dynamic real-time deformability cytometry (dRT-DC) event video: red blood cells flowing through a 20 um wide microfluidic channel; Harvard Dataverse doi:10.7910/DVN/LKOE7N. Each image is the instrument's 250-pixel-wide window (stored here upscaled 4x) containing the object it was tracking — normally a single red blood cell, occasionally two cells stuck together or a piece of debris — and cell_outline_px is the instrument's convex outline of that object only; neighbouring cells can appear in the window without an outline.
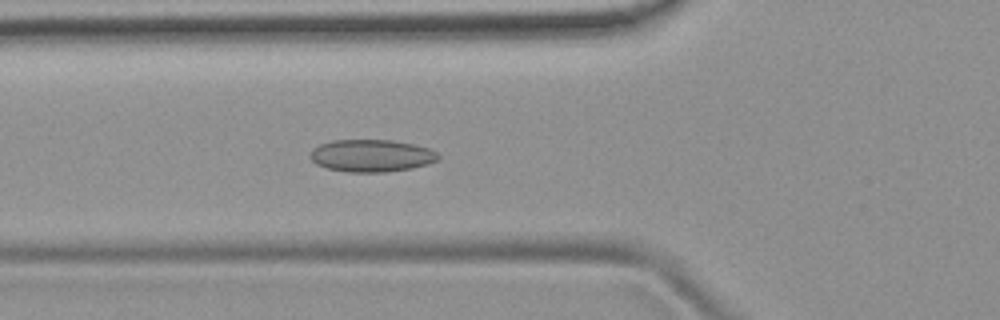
{"species": "common noctule bat (a hibernating species)", "species_latin": "Nyctalus noctula", "temperature_condition": "room temperature", "stored_images_in_passage": 51, "camera_frame_rate_fps": 3000, "um_per_image_px": 0.085, "animal": {"sex": "female", "body_mass_g": 19.9}, "frame": {"image": 1, "passage_image": 18, "time_ms": 5.667, "image_size_px": [1000, 320], "cell_outline_px": [[440, 156], [436, 160], [428, 164], [412, 168], [388, 172], [348, 172], [328, 168], [316, 164], [308, 156], [312, 148], [320, 144], [332, 140], [392, 140], [416, 144], [428, 148], [436, 152]], "centroid_in_image_um": [31.56, 13.23], "position_along_channel_um": 94.2, "area_um2": 24.28}}
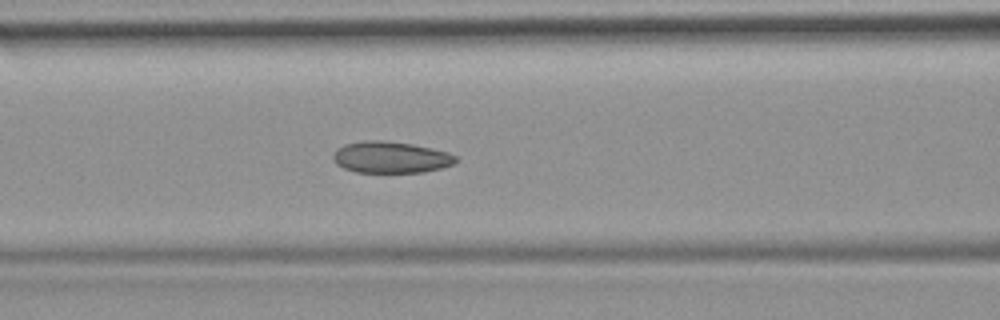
{"frame": {"image": 2, "passage_image": 21, "time_ms": 6.667, "image_size_px": [1000, 320], "cell_outline_px": [[456, 160], [452, 164], [440, 168], [424, 172], [356, 172], [344, 168], [336, 164], [332, 160], [332, 156], [344, 144], [368, 140], [384, 140], [412, 144], [432, 148], [448, 152], [456, 156]], "centroid_in_image_um": [33.2, 13.37], "position_along_channel_um": 133.4, "area_um2": 22.37}}
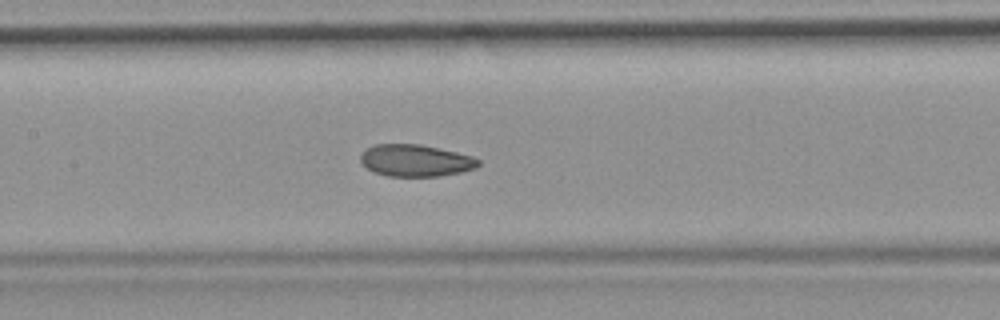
{"frame": {"image": 3, "passage_image": 24, "time_ms": 7.667, "image_size_px": [1000, 320], "cell_outline_px": [[480, 164], [476, 168], [460, 172], [440, 176], [388, 176], [372, 172], [360, 160], [360, 156], [368, 148], [376, 144], [420, 144], [456, 152], [472, 156], [480, 160]], "centroid_in_image_um": [35.34, 13.65], "position_along_channel_um": 172.1, "area_um2": 21.79}, "authors_computed_cell_mechanics": {"area_um2": 23.12, "velocity_mm_per_s": 3.8709, "shape_relaxation_time_tau1_ms": null, "shape_relaxation_time_tau2_ms": 2.2174, "deformation_change_tau1": null, "deformation_change_tau2": 0.0728}}